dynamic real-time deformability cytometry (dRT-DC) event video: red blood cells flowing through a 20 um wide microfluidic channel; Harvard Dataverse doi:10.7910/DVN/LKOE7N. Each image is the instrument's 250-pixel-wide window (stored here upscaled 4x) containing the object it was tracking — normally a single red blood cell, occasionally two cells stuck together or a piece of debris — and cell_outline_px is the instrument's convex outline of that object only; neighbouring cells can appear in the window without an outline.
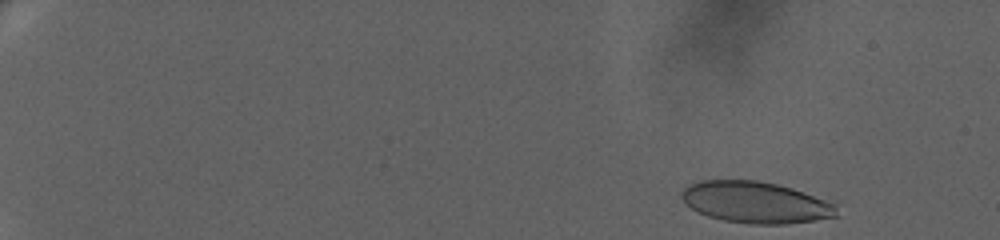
{"species": "human", "species_latin": "Homo sapiens", "temperature_condition": "warm", "stored_images_in_passage": 63, "camera_frame_rate_fps": 3000, "um_per_image_px": 0.085, "donor": {"sex": "female"}, "frame": {"image": 1, "passage_image": 2, "time_ms": 0.333, "image_size_px": [1000, 240], "cell_outline_px": [[836, 216], [812, 220], [784, 224], [752, 224], [724, 220], [708, 216], [692, 208], [680, 196], [680, 192], [688, 184], [700, 180], [756, 180], [776, 184], [792, 188], [836, 200]], "centroid_in_image_um": [64.28, 17.18], "position_along_channel_um": 20.7, "area_um2": 37.69}}
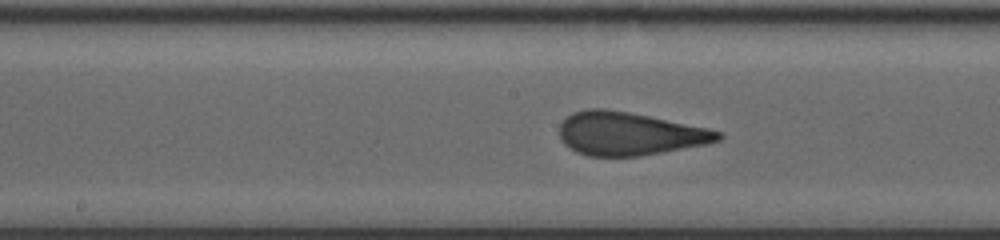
{"frame": {"image": 2, "passage_image": 35, "time_ms": 11.333, "image_size_px": [1000, 240], "cell_outline_px": [[724, 136], [720, 140], [708, 144], [640, 156], [588, 156], [576, 152], [564, 144], [560, 140], [560, 124], [572, 112], [588, 108], [604, 108], [628, 112], [708, 128], [720, 132]], "centroid_in_image_um": [53.48, 11.37], "position_along_channel_um": 194.7, "area_um2": 39.88}}
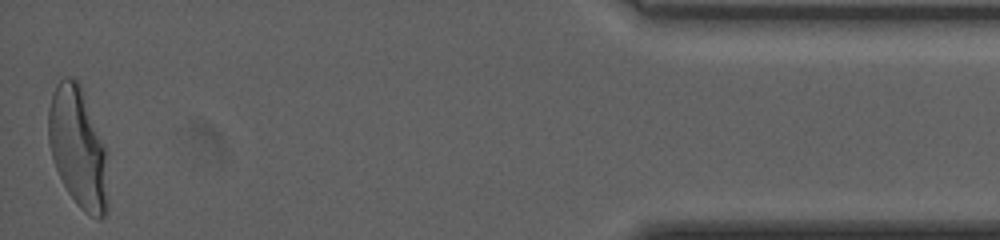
{"frame": {"image": 3, "passage_image": 63, "time_ms": 20.667, "image_size_px": [1000, 240], "cell_outline_px": [[108, 212], [100, 220], [84, 212], [76, 204], [68, 192], [56, 168], [52, 156], [48, 140], [48, 112], [52, 92], [56, 84], [64, 76], [72, 76], [80, 84], [104, 148], [108, 200]], "centroid_in_image_um": [6.6, 12.57], "position_along_channel_um": 428.6, "area_um2": 41.21}, "authors_computed_cell_mechanics": {"area_um2": 39.4196, "velocity_mm_per_s": 3.1692, "shape_relaxation_time_tau1_ms": 7.9253, "shape_relaxation_time_tau2_ms": null, "deformation_change_tau1": 0.2443, "deformation_change_tau2": null}}